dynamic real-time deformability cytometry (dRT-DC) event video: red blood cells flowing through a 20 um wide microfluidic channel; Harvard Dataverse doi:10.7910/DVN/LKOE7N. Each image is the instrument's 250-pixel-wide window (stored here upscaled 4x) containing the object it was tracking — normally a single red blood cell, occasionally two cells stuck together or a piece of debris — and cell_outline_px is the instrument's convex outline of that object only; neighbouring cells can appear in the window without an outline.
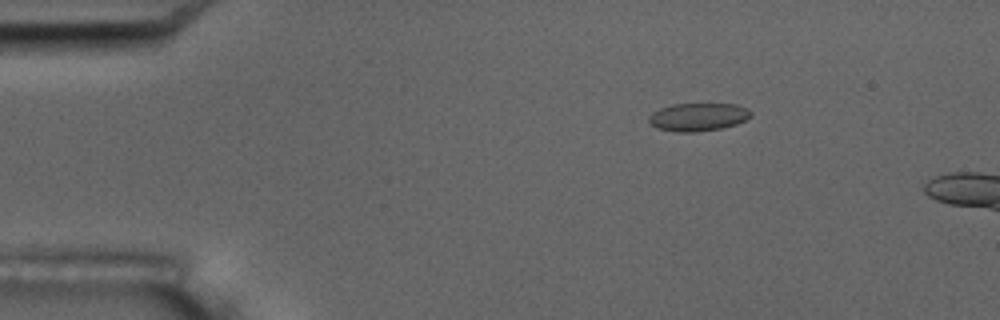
{"species": "common noctule bat (a hibernating species)", "species_latin": "Nyctalus noctula", "temperature_condition": "room temperature", "stored_images_in_passage": 2, "camera_frame_rate_fps": 3000, "um_per_image_px": 0.085, "animal": {"sex": "male", "body_mass_g": 17.5, "forearm_length_mm": 52.3}, "frame": {"image": 1, "passage_image": 1, "time_ms": 0.0, "image_size_px": [1000, 320], "cell_outline_px": [[752, 116], [736, 124], [720, 128], [696, 132], [676, 132], [656, 128], [648, 120], [648, 116], [652, 112], [660, 108], [672, 104], [736, 104], [748, 108], [752, 112]], "centroid_in_image_um": [59.33, 9.94], "position_along_channel_um": 25.7, "area_um2": 16.7}}